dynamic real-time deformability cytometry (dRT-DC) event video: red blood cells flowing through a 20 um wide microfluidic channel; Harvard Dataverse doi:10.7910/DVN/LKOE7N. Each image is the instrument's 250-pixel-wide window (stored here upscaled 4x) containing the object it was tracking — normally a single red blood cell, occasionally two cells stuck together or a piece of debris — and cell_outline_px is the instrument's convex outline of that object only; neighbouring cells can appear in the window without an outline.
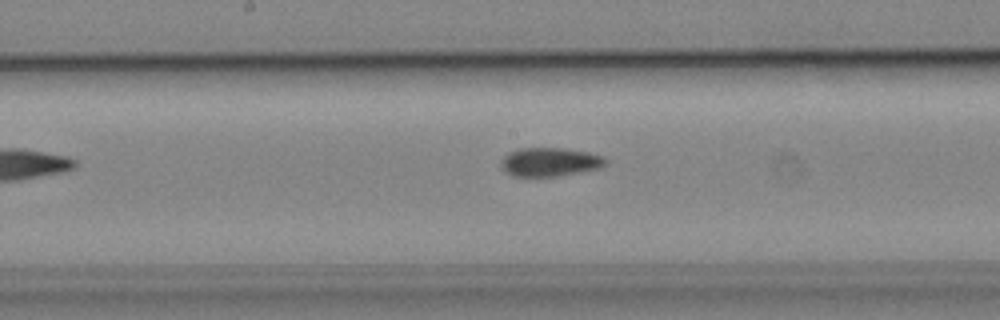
{"species": "common noctule bat (a hibernating species)", "species_latin": "Nyctalus noctula", "temperature_condition": "cold", "stored_images_in_passage": 8, "camera_frame_rate_fps": 3000, "um_per_image_px": 0.085, "animal": {"sex": "male", "body_mass_g": 19.2, "forearm_length_mm": 51.8}, "frame": {"image": 1, "passage_image": 8, "time_ms": 8.667, "image_size_px": [1000, 320], "cell_outline_px": [[608, 164], [600, 168], [560, 176], [512, 176], [504, 172], [500, 168], [500, 160], [508, 152], [520, 148], [564, 148], [588, 152], [604, 156], [608, 160]], "centroid_in_image_um": [46.73, 13.77], "position_along_channel_um": 201.5, "area_um2": 17.86}}